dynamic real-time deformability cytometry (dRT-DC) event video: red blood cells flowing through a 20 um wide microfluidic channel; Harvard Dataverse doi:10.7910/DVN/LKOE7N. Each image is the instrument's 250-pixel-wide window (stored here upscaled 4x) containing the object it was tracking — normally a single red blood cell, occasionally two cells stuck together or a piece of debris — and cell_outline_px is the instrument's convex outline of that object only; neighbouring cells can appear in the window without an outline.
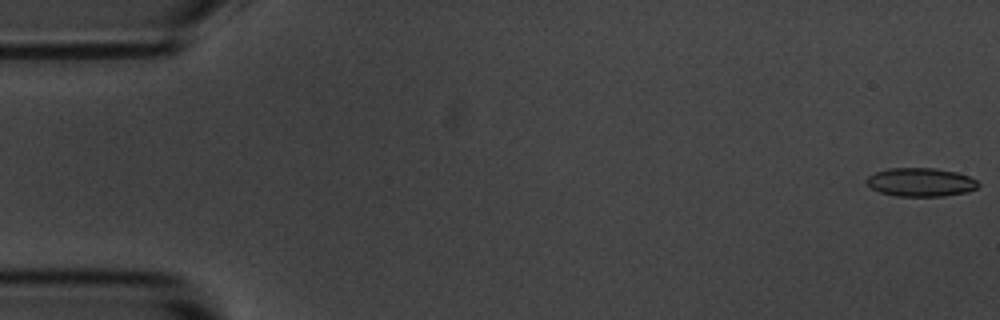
{"species": "common noctule bat (a hibernating species)", "species_latin": "Nyctalus noctula", "temperature_condition": "room temperature", "stored_images_in_passage": 55, "camera_frame_rate_fps": 3000, "um_per_image_px": 0.085, "animal": {"sex": "male", "body_mass_g": 20.1, "forearm_length_mm": 53.5}, "frame": {"image": 1, "passage_image": 1, "time_ms": 0.0, "image_size_px": [1000, 320], "cell_outline_px": [[980, 184], [976, 188], [968, 192], [944, 196], [896, 196], [880, 192], [872, 188], [868, 184], [868, 176], [876, 172], [888, 168], [936, 168], [956, 172], [968, 176], [976, 180]], "centroid_in_image_um": [78.29, 15.48], "position_along_channel_um": 6.7, "area_um2": 18.5}}
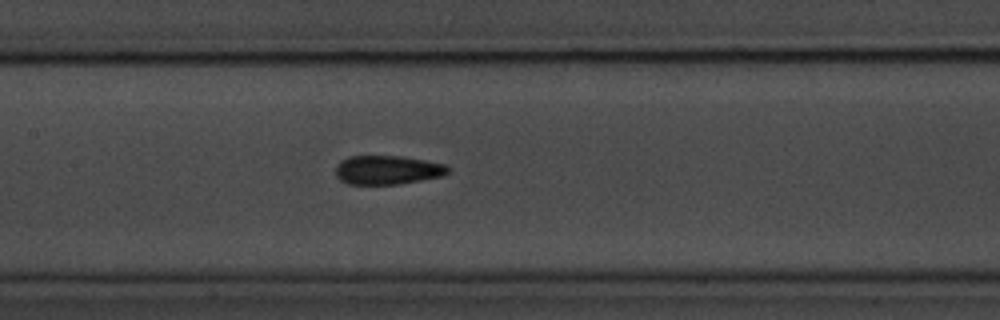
{"frame": {"image": 2, "passage_image": 26, "time_ms": 8.333, "image_size_px": [1000, 320], "cell_outline_px": [[448, 172], [440, 176], [400, 184], [348, 184], [340, 180], [336, 176], [336, 164], [340, 160], [348, 156], [400, 156], [424, 160], [444, 164], [448, 168]], "centroid_in_image_um": [32.86, 14.44], "position_along_channel_um": 174.5, "area_um2": 18.84}}
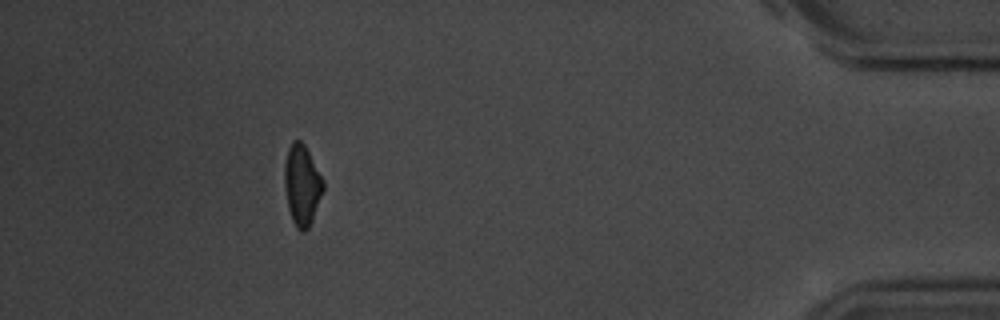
{"frame": {"image": 3, "passage_image": 50, "time_ms": 16.333, "image_size_px": [1000, 320], "cell_outline_px": [[324, 188], [312, 220], [308, 228], [304, 232], [300, 232], [296, 228], [292, 220], [288, 208], [284, 188], [284, 164], [288, 148], [292, 140], [300, 140], [304, 144], [324, 180]], "centroid_in_image_um": [25.65, 15.73], "position_along_channel_um": 409.5, "area_um2": 18.26}, "authors_computed_cell_mechanics": {"area_um2": 18.5538, "velocity_mm_per_s": 3.6544, "shape_relaxation_time_tau1_ms": 4.0997, "shape_relaxation_time_tau2_ms": 2.3776, "deformation_change_tau1": 0.1161, "deformation_change_tau2": 0.0849}}